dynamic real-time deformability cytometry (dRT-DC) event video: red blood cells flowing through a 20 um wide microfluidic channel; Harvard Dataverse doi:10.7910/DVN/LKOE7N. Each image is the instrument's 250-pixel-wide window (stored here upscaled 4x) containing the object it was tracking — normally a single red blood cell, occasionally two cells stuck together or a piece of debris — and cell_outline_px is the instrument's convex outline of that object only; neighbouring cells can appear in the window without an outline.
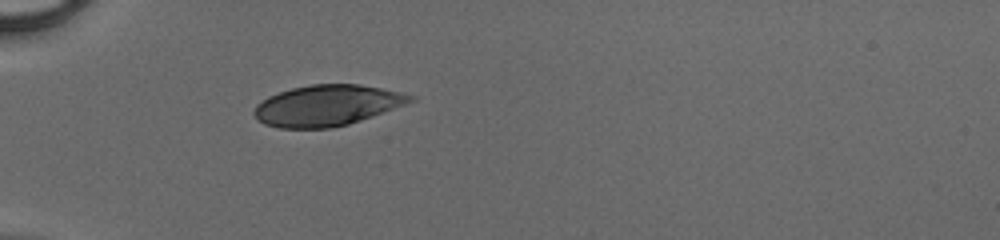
{"species": "human", "species_latin": "Homo sapiens", "temperature_condition": "cold", "stored_images_in_passage": 33, "camera_frame_rate_fps": 3000, "um_per_image_px": 0.085, "donor": {"sex": "male"}, "frame": {"image": 1, "passage_image": 1, "time_ms": 0.0, "image_size_px": [1000, 240], "cell_outline_px": [[416, 100], [360, 120], [348, 124], [332, 128], [280, 128], [264, 124], [252, 112], [256, 104], [268, 96], [292, 88], [312, 84], [360, 84], [400, 92], [416, 96]], "centroid_in_image_um": [27.78, 8.96], "position_along_channel_um": 57.2, "area_um2": 36.93}}
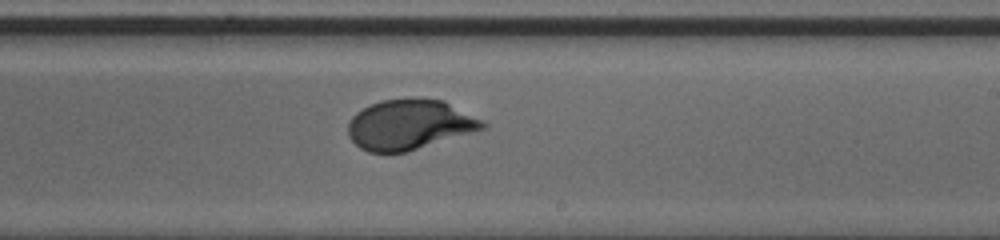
{"frame": {"image": 2, "passage_image": 16, "time_ms": 5.0, "image_size_px": [1000, 240], "cell_outline_px": [[488, 124], [484, 128], [408, 152], [368, 152], [360, 148], [348, 136], [348, 120], [356, 112], [380, 100], [412, 96], [444, 100], [484, 120]], "centroid_in_image_um": [34.8, 10.56], "position_along_channel_um": 254.2, "area_um2": 39.71}}
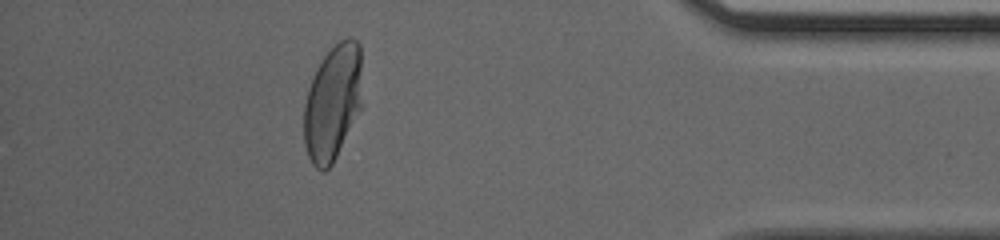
{"frame": {"image": 3, "passage_image": 29, "time_ms": 9.333, "image_size_px": [1000, 240], "cell_outline_px": [[364, 104], [332, 164], [324, 172], [320, 172], [312, 164], [308, 156], [304, 144], [304, 104], [308, 88], [312, 76], [316, 68], [324, 56], [340, 40], [348, 36], [352, 36], [360, 44]], "centroid_in_image_um": [28.31, 8.7], "position_along_channel_um": 406.9, "area_um2": 40.29}}